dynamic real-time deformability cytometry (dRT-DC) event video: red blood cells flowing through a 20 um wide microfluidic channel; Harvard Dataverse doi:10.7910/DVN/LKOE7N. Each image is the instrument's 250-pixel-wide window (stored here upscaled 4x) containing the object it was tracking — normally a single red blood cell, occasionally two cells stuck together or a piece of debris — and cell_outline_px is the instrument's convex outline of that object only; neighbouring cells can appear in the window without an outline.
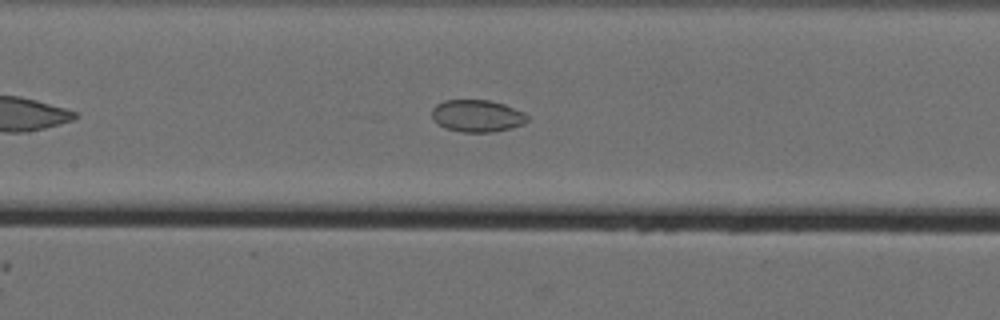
{"species": "Egyptian fruit bat (a non-hibernating species)", "species_latin": "Rousettus aegyptiacus", "temperature_condition": "cold", "stored_images_in_passage": 40, "camera_frame_rate_fps": 3000, "um_per_image_px": 0.085, "animal": {"sex": "female"}, "frame": {"image": 1, "passage_image": 12, "time_ms": 3.667, "image_size_px": [1000, 320], "cell_outline_px": [[528, 120], [524, 124], [512, 128], [492, 132], [460, 132], [444, 128], [436, 124], [432, 116], [432, 108], [436, 104], [444, 100], [488, 100], [504, 104], [524, 112], [528, 116]], "centroid_in_image_um": [40.54, 9.86], "position_along_channel_um": 166.9, "area_um2": 18.09}}
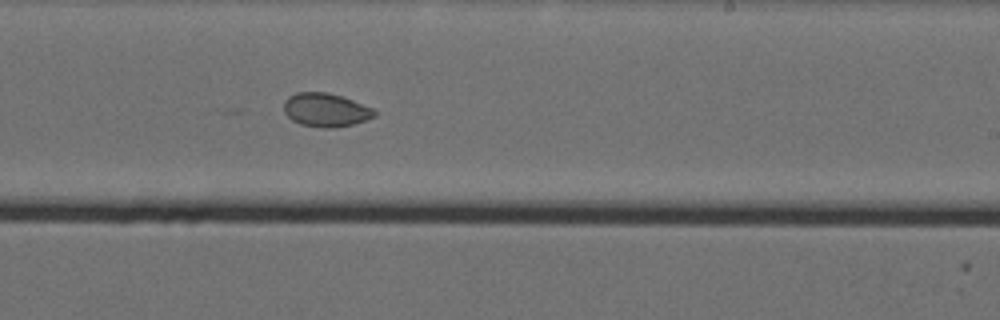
{"frame": {"image": 2, "passage_image": 20, "time_ms": 6.333, "image_size_px": [1000, 320], "cell_outline_px": [[376, 116], [352, 124], [332, 128], [320, 128], [300, 124], [292, 120], [284, 112], [284, 100], [288, 96], [296, 92], [328, 92], [352, 100], [372, 108], [376, 112]], "centroid_in_image_um": [27.65, 9.34], "position_along_channel_um": 261.4, "area_um2": 17.69}}
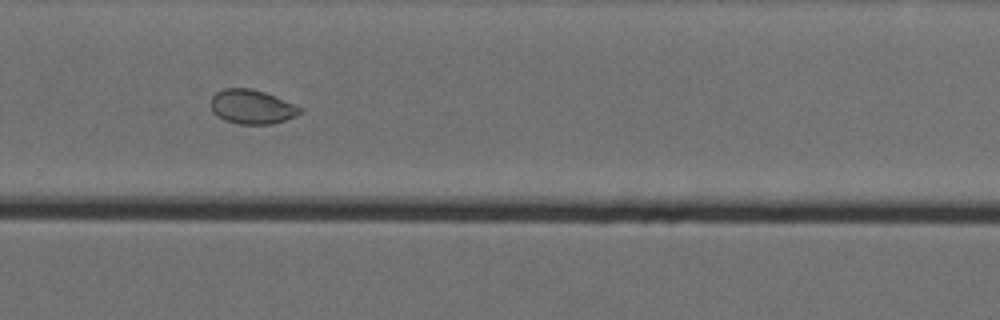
{"frame": {"image": 3, "passage_image": 24, "time_ms": 7.667, "image_size_px": [1000, 320], "cell_outline_px": [[304, 112], [296, 116], [272, 124], [240, 124], [224, 120], [216, 116], [212, 112], [212, 96], [216, 92], [224, 88], [248, 88], [264, 92], [304, 108]], "centroid_in_image_um": [21.42, 9.09], "position_along_channel_um": 308.4, "area_um2": 17.8}, "authors_computed_cell_mechanics": {"area_um2": 17.6868, "velocity_mm_per_s": 3.552, "shape_relaxation_time_tau1_ms": null, "shape_relaxation_time_tau2_ms": 2.6286, "deformation_change_tau1": null, "deformation_change_tau2": 0.0515}}